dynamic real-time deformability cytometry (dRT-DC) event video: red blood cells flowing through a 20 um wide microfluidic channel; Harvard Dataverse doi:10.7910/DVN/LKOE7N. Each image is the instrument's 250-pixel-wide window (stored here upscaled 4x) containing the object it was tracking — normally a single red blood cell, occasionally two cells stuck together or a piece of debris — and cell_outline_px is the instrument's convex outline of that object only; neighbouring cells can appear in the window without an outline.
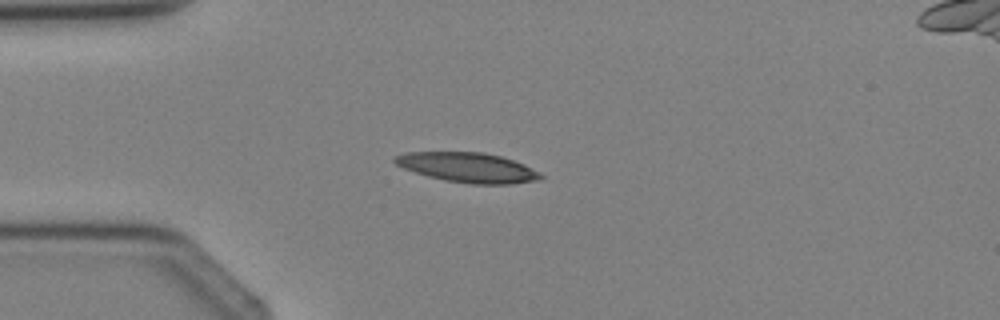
{"species": "Egyptian fruit bat (a non-hibernating species)", "species_latin": "Rousettus aegyptiacus", "temperature_condition": "cold", "stored_images_in_passage": 1, "camera_frame_rate_fps": 3000, "um_per_image_px": 0.085, "animal": {"sex": "female"}, "frame": {"image": 1, "passage_image": 1, "time_ms": 0.0, "image_size_px": [1000, 320], "cell_outline_px": [[544, 176], [540, 180], [512, 184], [472, 184], [444, 180], [428, 176], [404, 168], [396, 164], [392, 160], [392, 156], [404, 152], [484, 152], [500, 156], [524, 164], [540, 172]], "centroid_in_image_um": [39.76, 14.23], "position_along_channel_um": 45.2, "area_um2": 25.43}}